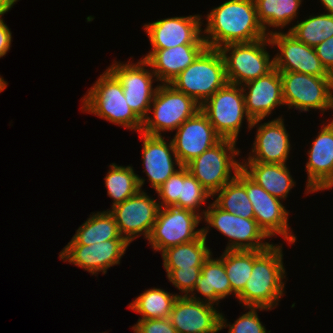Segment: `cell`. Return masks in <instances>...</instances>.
Instances as JSON below:
<instances>
[{
    "mask_svg": "<svg viewBox=\"0 0 333 333\" xmlns=\"http://www.w3.org/2000/svg\"><path fill=\"white\" fill-rule=\"evenodd\" d=\"M203 38L207 47L220 49L232 43L254 42L268 37L257 19L254 0H229L206 16Z\"/></svg>",
    "mask_w": 333,
    "mask_h": 333,
    "instance_id": "obj_1",
    "label": "cell"
},
{
    "mask_svg": "<svg viewBox=\"0 0 333 333\" xmlns=\"http://www.w3.org/2000/svg\"><path fill=\"white\" fill-rule=\"evenodd\" d=\"M282 245L254 250L253 269L243 291L236 297L243 306L271 309L284 293L285 268Z\"/></svg>",
    "mask_w": 333,
    "mask_h": 333,
    "instance_id": "obj_2",
    "label": "cell"
},
{
    "mask_svg": "<svg viewBox=\"0 0 333 333\" xmlns=\"http://www.w3.org/2000/svg\"><path fill=\"white\" fill-rule=\"evenodd\" d=\"M81 109L111 123L141 132L143 121L126 102L123 87L107 68L81 100Z\"/></svg>",
    "mask_w": 333,
    "mask_h": 333,
    "instance_id": "obj_3",
    "label": "cell"
},
{
    "mask_svg": "<svg viewBox=\"0 0 333 333\" xmlns=\"http://www.w3.org/2000/svg\"><path fill=\"white\" fill-rule=\"evenodd\" d=\"M225 63L219 49L206 47L169 84L192 97L200 106L227 83Z\"/></svg>",
    "mask_w": 333,
    "mask_h": 333,
    "instance_id": "obj_4",
    "label": "cell"
},
{
    "mask_svg": "<svg viewBox=\"0 0 333 333\" xmlns=\"http://www.w3.org/2000/svg\"><path fill=\"white\" fill-rule=\"evenodd\" d=\"M199 110L200 105L192 97L177 91L170 84L160 82L148 116L143 120L141 132L161 136V132L176 130ZM151 112L154 114L153 117L150 115Z\"/></svg>",
    "mask_w": 333,
    "mask_h": 333,
    "instance_id": "obj_5",
    "label": "cell"
},
{
    "mask_svg": "<svg viewBox=\"0 0 333 333\" xmlns=\"http://www.w3.org/2000/svg\"><path fill=\"white\" fill-rule=\"evenodd\" d=\"M240 151L236 141L221 139L185 165L188 171L213 196L224 185L233 180L241 170V162L235 159ZM234 171V175H232Z\"/></svg>",
    "mask_w": 333,
    "mask_h": 333,
    "instance_id": "obj_6",
    "label": "cell"
},
{
    "mask_svg": "<svg viewBox=\"0 0 333 333\" xmlns=\"http://www.w3.org/2000/svg\"><path fill=\"white\" fill-rule=\"evenodd\" d=\"M267 45H272L269 37L221 47L219 51L225 63L227 81L242 86L271 72L274 69V59H270V53L266 51Z\"/></svg>",
    "mask_w": 333,
    "mask_h": 333,
    "instance_id": "obj_7",
    "label": "cell"
},
{
    "mask_svg": "<svg viewBox=\"0 0 333 333\" xmlns=\"http://www.w3.org/2000/svg\"><path fill=\"white\" fill-rule=\"evenodd\" d=\"M200 110L222 139L237 142L243 117L251 130L253 121L246 112L242 88L237 84L227 82L200 106Z\"/></svg>",
    "mask_w": 333,
    "mask_h": 333,
    "instance_id": "obj_8",
    "label": "cell"
},
{
    "mask_svg": "<svg viewBox=\"0 0 333 333\" xmlns=\"http://www.w3.org/2000/svg\"><path fill=\"white\" fill-rule=\"evenodd\" d=\"M284 104L307 112L310 109H333V76L280 72Z\"/></svg>",
    "mask_w": 333,
    "mask_h": 333,
    "instance_id": "obj_9",
    "label": "cell"
},
{
    "mask_svg": "<svg viewBox=\"0 0 333 333\" xmlns=\"http://www.w3.org/2000/svg\"><path fill=\"white\" fill-rule=\"evenodd\" d=\"M201 220L200 214L188 209L160 207L148 244L155 251L162 252L168 247L196 240L202 235V228L196 229Z\"/></svg>",
    "mask_w": 333,
    "mask_h": 333,
    "instance_id": "obj_10",
    "label": "cell"
},
{
    "mask_svg": "<svg viewBox=\"0 0 333 333\" xmlns=\"http://www.w3.org/2000/svg\"><path fill=\"white\" fill-rule=\"evenodd\" d=\"M200 216L211 227L230 240L225 250H266L272 244L264 242L269 238L255 219L236 216L219 208L214 202Z\"/></svg>",
    "mask_w": 333,
    "mask_h": 333,
    "instance_id": "obj_11",
    "label": "cell"
},
{
    "mask_svg": "<svg viewBox=\"0 0 333 333\" xmlns=\"http://www.w3.org/2000/svg\"><path fill=\"white\" fill-rule=\"evenodd\" d=\"M121 63L115 61L108 69L117 77L123 87L126 102L134 113L143 121L148 112L156 92L153 88L154 80L157 81L152 70L145 69L149 64L141 59L137 63Z\"/></svg>",
    "mask_w": 333,
    "mask_h": 333,
    "instance_id": "obj_12",
    "label": "cell"
},
{
    "mask_svg": "<svg viewBox=\"0 0 333 333\" xmlns=\"http://www.w3.org/2000/svg\"><path fill=\"white\" fill-rule=\"evenodd\" d=\"M146 192L139 190L122 203L111 206L121 236L130 244L143 235L148 239L159 211L157 199H151Z\"/></svg>",
    "mask_w": 333,
    "mask_h": 333,
    "instance_id": "obj_13",
    "label": "cell"
},
{
    "mask_svg": "<svg viewBox=\"0 0 333 333\" xmlns=\"http://www.w3.org/2000/svg\"><path fill=\"white\" fill-rule=\"evenodd\" d=\"M268 37L271 46L275 45L279 49L273 57L274 68L279 72H296L316 77L332 76L322 65L315 49L299 41L289 31H271Z\"/></svg>",
    "mask_w": 333,
    "mask_h": 333,
    "instance_id": "obj_14",
    "label": "cell"
},
{
    "mask_svg": "<svg viewBox=\"0 0 333 333\" xmlns=\"http://www.w3.org/2000/svg\"><path fill=\"white\" fill-rule=\"evenodd\" d=\"M246 192L253 206L254 219L265 234L269 238L282 235L287 242L295 243L296 235H293L288 224L289 213L280 199L270 195L247 175Z\"/></svg>",
    "mask_w": 333,
    "mask_h": 333,
    "instance_id": "obj_15",
    "label": "cell"
},
{
    "mask_svg": "<svg viewBox=\"0 0 333 333\" xmlns=\"http://www.w3.org/2000/svg\"><path fill=\"white\" fill-rule=\"evenodd\" d=\"M130 244L125 239H110L92 245L67 244L60 252L59 257L89 273L106 274L107 269L120 264Z\"/></svg>",
    "mask_w": 333,
    "mask_h": 333,
    "instance_id": "obj_16",
    "label": "cell"
},
{
    "mask_svg": "<svg viewBox=\"0 0 333 333\" xmlns=\"http://www.w3.org/2000/svg\"><path fill=\"white\" fill-rule=\"evenodd\" d=\"M201 16L169 17L145 24L152 49H168L185 44H206Z\"/></svg>",
    "mask_w": 333,
    "mask_h": 333,
    "instance_id": "obj_17",
    "label": "cell"
},
{
    "mask_svg": "<svg viewBox=\"0 0 333 333\" xmlns=\"http://www.w3.org/2000/svg\"><path fill=\"white\" fill-rule=\"evenodd\" d=\"M221 139L206 115L199 110L176 129L171 141L177 158L185 166Z\"/></svg>",
    "mask_w": 333,
    "mask_h": 333,
    "instance_id": "obj_18",
    "label": "cell"
},
{
    "mask_svg": "<svg viewBox=\"0 0 333 333\" xmlns=\"http://www.w3.org/2000/svg\"><path fill=\"white\" fill-rule=\"evenodd\" d=\"M241 88L246 112L253 121L251 129L259 125L258 123H261L265 117L271 115L274 108L285 105L282 79L280 72L275 68L267 75L243 84Z\"/></svg>",
    "mask_w": 333,
    "mask_h": 333,
    "instance_id": "obj_19",
    "label": "cell"
},
{
    "mask_svg": "<svg viewBox=\"0 0 333 333\" xmlns=\"http://www.w3.org/2000/svg\"><path fill=\"white\" fill-rule=\"evenodd\" d=\"M214 304L179 295L169 314L177 333H217L220 331V312Z\"/></svg>",
    "mask_w": 333,
    "mask_h": 333,
    "instance_id": "obj_20",
    "label": "cell"
},
{
    "mask_svg": "<svg viewBox=\"0 0 333 333\" xmlns=\"http://www.w3.org/2000/svg\"><path fill=\"white\" fill-rule=\"evenodd\" d=\"M156 193L161 199L160 207L175 206L197 214L200 206L212 196L185 166L170 176Z\"/></svg>",
    "mask_w": 333,
    "mask_h": 333,
    "instance_id": "obj_21",
    "label": "cell"
},
{
    "mask_svg": "<svg viewBox=\"0 0 333 333\" xmlns=\"http://www.w3.org/2000/svg\"><path fill=\"white\" fill-rule=\"evenodd\" d=\"M139 134L143 140L142 160L145 167L143 172L146 173L151 188L156 191L170 176L180 170L182 164L175 154L171 140L168 143L162 135L154 136L142 132ZM174 165L179 169H175Z\"/></svg>",
    "mask_w": 333,
    "mask_h": 333,
    "instance_id": "obj_22",
    "label": "cell"
},
{
    "mask_svg": "<svg viewBox=\"0 0 333 333\" xmlns=\"http://www.w3.org/2000/svg\"><path fill=\"white\" fill-rule=\"evenodd\" d=\"M289 137L281 117L261 123L246 162L286 164L291 150Z\"/></svg>",
    "mask_w": 333,
    "mask_h": 333,
    "instance_id": "obj_23",
    "label": "cell"
},
{
    "mask_svg": "<svg viewBox=\"0 0 333 333\" xmlns=\"http://www.w3.org/2000/svg\"><path fill=\"white\" fill-rule=\"evenodd\" d=\"M206 47V44H185L168 49H151L142 59L149 64L157 81L169 84L192 64Z\"/></svg>",
    "mask_w": 333,
    "mask_h": 333,
    "instance_id": "obj_24",
    "label": "cell"
},
{
    "mask_svg": "<svg viewBox=\"0 0 333 333\" xmlns=\"http://www.w3.org/2000/svg\"><path fill=\"white\" fill-rule=\"evenodd\" d=\"M318 133L307 153L306 194L318 191L333 174V119Z\"/></svg>",
    "mask_w": 333,
    "mask_h": 333,
    "instance_id": "obj_25",
    "label": "cell"
},
{
    "mask_svg": "<svg viewBox=\"0 0 333 333\" xmlns=\"http://www.w3.org/2000/svg\"><path fill=\"white\" fill-rule=\"evenodd\" d=\"M241 170L270 195L283 200L296 185L286 164L241 162Z\"/></svg>",
    "mask_w": 333,
    "mask_h": 333,
    "instance_id": "obj_26",
    "label": "cell"
},
{
    "mask_svg": "<svg viewBox=\"0 0 333 333\" xmlns=\"http://www.w3.org/2000/svg\"><path fill=\"white\" fill-rule=\"evenodd\" d=\"M195 291L203 295L202 301L214 305H218L220 300L231 295V284L221 258L214 259L211 254L201 268L200 277L189 295L190 298L201 301L200 297L195 295Z\"/></svg>",
    "mask_w": 333,
    "mask_h": 333,
    "instance_id": "obj_27",
    "label": "cell"
},
{
    "mask_svg": "<svg viewBox=\"0 0 333 333\" xmlns=\"http://www.w3.org/2000/svg\"><path fill=\"white\" fill-rule=\"evenodd\" d=\"M209 227L202 228V235L193 241L168 247L162 251L163 267L165 269H186L203 266L212 252L206 245Z\"/></svg>",
    "mask_w": 333,
    "mask_h": 333,
    "instance_id": "obj_28",
    "label": "cell"
},
{
    "mask_svg": "<svg viewBox=\"0 0 333 333\" xmlns=\"http://www.w3.org/2000/svg\"><path fill=\"white\" fill-rule=\"evenodd\" d=\"M110 239H124L109 209L90 214L68 244L92 245Z\"/></svg>",
    "mask_w": 333,
    "mask_h": 333,
    "instance_id": "obj_29",
    "label": "cell"
},
{
    "mask_svg": "<svg viewBox=\"0 0 333 333\" xmlns=\"http://www.w3.org/2000/svg\"><path fill=\"white\" fill-rule=\"evenodd\" d=\"M213 201L219 208L236 216L254 219V211L246 192V174L240 170L236 177L224 185L213 196Z\"/></svg>",
    "mask_w": 333,
    "mask_h": 333,
    "instance_id": "obj_30",
    "label": "cell"
},
{
    "mask_svg": "<svg viewBox=\"0 0 333 333\" xmlns=\"http://www.w3.org/2000/svg\"><path fill=\"white\" fill-rule=\"evenodd\" d=\"M110 167L104 180L107 194L114 200L112 206L124 202L142 190L145 179L135 174L133 167L118 166L115 163Z\"/></svg>",
    "mask_w": 333,
    "mask_h": 333,
    "instance_id": "obj_31",
    "label": "cell"
},
{
    "mask_svg": "<svg viewBox=\"0 0 333 333\" xmlns=\"http://www.w3.org/2000/svg\"><path fill=\"white\" fill-rule=\"evenodd\" d=\"M257 19L267 34V27L284 28L298 14L302 0H254Z\"/></svg>",
    "mask_w": 333,
    "mask_h": 333,
    "instance_id": "obj_32",
    "label": "cell"
},
{
    "mask_svg": "<svg viewBox=\"0 0 333 333\" xmlns=\"http://www.w3.org/2000/svg\"><path fill=\"white\" fill-rule=\"evenodd\" d=\"M178 296L160 288H151L141 293L128 306L134 312L142 315L139 319L169 318Z\"/></svg>",
    "mask_w": 333,
    "mask_h": 333,
    "instance_id": "obj_33",
    "label": "cell"
},
{
    "mask_svg": "<svg viewBox=\"0 0 333 333\" xmlns=\"http://www.w3.org/2000/svg\"><path fill=\"white\" fill-rule=\"evenodd\" d=\"M220 258L224 262L231 284V294L237 297L250 278L254 263V250H224Z\"/></svg>",
    "mask_w": 333,
    "mask_h": 333,
    "instance_id": "obj_34",
    "label": "cell"
},
{
    "mask_svg": "<svg viewBox=\"0 0 333 333\" xmlns=\"http://www.w3.org/2000/svg\"><path fill=\"white\" fill-rule=\"evenodd\" d=\"M288 31L299 41L315 48L333 36V14L310 15L306 20L297 21Z\"/></svg>",
    "mask_w": 333,
    "mask_h": 333,
    "instance_id": "obj_35",
    "label": "cell"
},
{
    "mask_svg": "<svg viewBox=\"0 0 333 333\" xmlns=\"http://www.w3.org/2000/svg\"><path fill=\"white\" fill-rule=\"evenodd\" d=\"M249 309L248 312L239 316V318L233 323L228 324L223 314H220V330L229 327L228 333H268L266 332L265 326L259 319L256 311L260 310H271L262 307H246Z\"/></svg>",
    "mask_w": 333,
    "mask_h": 333,
    "instance_id": "obj_36",
    "label": "cell"
},
{
    "mask_svg": "<svg viewBox=\"0 0 333 333\" xmlns=\"http://www.w3.org/2000/svg\"><path fill=\"white\" fill-rule=\"evenodd\" d=\"M202 266H194L186 269H165L168 280L174 285L181 294L189 296L200 277Z\"/></svg>",
    "mask_w": 333,
    "mask_h": 333,
    "instance_id": "obj_37",
    "label": "cell"
},
{
    "mask_svg": "<svg viewBox=\"0 0 333 333\" xmlns=\"http://www.w3.org/2000/svg\"><path fill=\"white\" fill-rule=\"evenodd\" d=\"M132 329L135 333H177L169 318L138 319Z\"/></svg>",
    "mask_w": 333,
    "mask_h": 333,
    "instance_id": "obj_38",
    "label": "cell"
},
{
    "mask_svg": "<svg viewBox=\"0 0 333 333\" xmlns=\"http://www.w3.org/2000/svg\"><path fill=\"white\" fill-rule=\"evenodd\" d=\"M314 49L326 71L333 76V36L318 44Z\"/></svg>",
    "mask_w": 333,
    "mask_h": 333,
    "instance_id": "obj_39",
    "label": "cell"
},
{
    "mask_svg": "<svg viewBox=\"0 0 333 333\" xmlns=\"http://www.w3.org/2000/svg\"><path fill=\"white\" fill-rule=\"evenodd\" d=\"M12 42V33L5 24L3 18L0 19V58L5 56L10 50Z\"/></svg>",
    "mask_w": 333,
    "mask_h": 333,
    "instance_id": "obj_40",
    "label": "cell"
},
{
    "mask_svg": "<svg viewBox=\"0 0 333 333\" xmlns=\"http://www.w3.org/2000/svg\"><path fill=\"white\" fill-rule=\"evenodd\" d=\"M321 4L324 5L328 14H333V0H320Z\"/></svg>",
    "mask_w": 333,
    "mask_h": 333,
    "instance_id": "obj_41",
    "label": "cell"
},
{
    "mask_svg": "<svg viewBox=\"0 0 333 333\" xmlns=\"http://www.w3.org/2000/svg\"><path fill=\"white\" fill-rule=\"evenodd\" d=\"M11 8L8 7L2 0H0V19L7 13Z\"/></svg>",
    "mask_w": 333,
    "mask_h": 333,
    "instance_id": "obj_42",
    "label": "cell"
},
{
    "mask_svg": "<svg viewBox=\"0 0 333 333\" xmlns=\"http://www.w3.org/2000/svg\"><path fill=\"white\" fill-rule=\"evenodd\" d=\"M333 187V174L332 176L328 179V181L318 190V191H324L325 189L329 190Z\"/></svg>",
    "mask_w": 333,
    "mask_h": 333,
    "instance_id": "obj_43",
    "label": "cell"
},
{
    "mask_svg": "<svg viewBox=\"0 0 333 333\" xmlns=\"http://www.w3.org/2000/svg\"><path fill=\"white\" fill-rule=\"evenodd\" d=\"M7 81H4V79L0 76V92H2L7 87Z\"/></svg>",
    "mask_w": 333,
    "mask_h": 333,
    "instance_id": "obj_44",
    "label": "cell"
},
{
    "mask_svg": "<svg viewBox=\"0 0 333 333\" xmlns=\"http://www.w3.org/2000/svg\"><path fill=\"white\" fill-rule=\"evenodd\" d=\"M8 7L12 8L18 0H2Z\"/></svg>",
    "mask_w": 333,
    "mask_h": 333,
    "instance_id": "obj_45",
    "label": "cell"
}]
</instances>
